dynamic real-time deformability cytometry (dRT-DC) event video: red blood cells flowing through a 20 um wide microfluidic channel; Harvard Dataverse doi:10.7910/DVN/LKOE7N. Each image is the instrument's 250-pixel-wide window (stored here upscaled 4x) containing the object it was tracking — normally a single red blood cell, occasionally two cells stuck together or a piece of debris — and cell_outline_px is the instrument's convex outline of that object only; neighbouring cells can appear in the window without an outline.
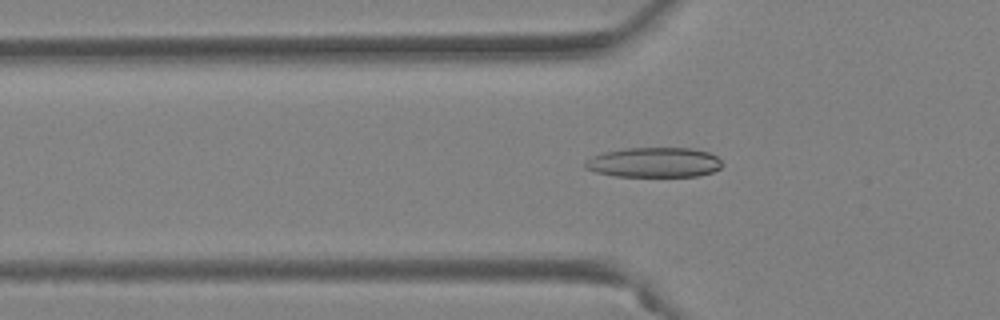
{"species": "Egyptian fruit bat (a non-hibernating species)", "species_latin": "Rousettus aegyptiacus", "temperature_condition": "warm", "stored_images_in_passage": 51, "camera_frame_rate_fps": 3000, "um_per_image_px": 0.085, "animal": {"sex": "female"}, "frame": {"image": 1, "passage_image": 18, "time_ms": 5.667, "image_size_px": [1000, 320], "cell_outline_px": [[724, 164], [720, 168], [712, 172], [696, 176], [616, 176], [596, 172], [584, 168], [584, 160], [592, 156], [604, 152], [624, 148], [692, 148], [708, 152], [716, 156]], "centroid_in_image_um": [55.58, 13.8], "position_along_channel_um": 70.2, "area_um2": 23.99}}
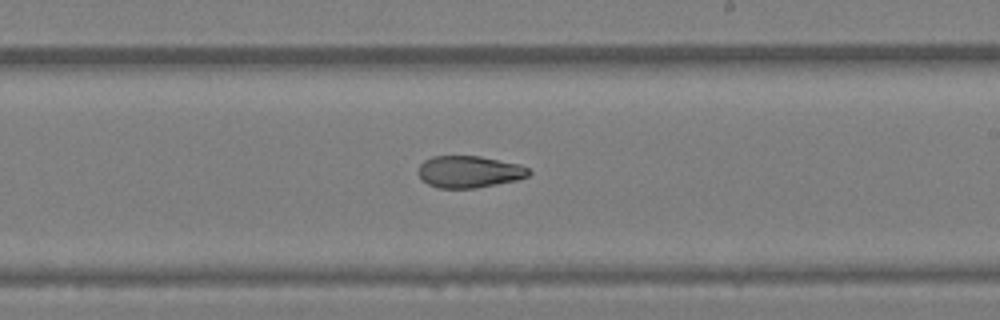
{"frame": {"image": 2, "passage_image": 31, "time_ms": 10.0, "image_size_px": [1000, 320], "cell_outline_px": [[532, 172], [528, 176], [516, 180], [476, 188], [440, 188], [428, 184], [416, 172], [420, 164], [424, 160], [432, 156], [480, 156], [520, 164], [528, 168]], "centroid_in_image_um": [39.88, 14.59], "position_along_channel_um": 249.1, "area_um2": 20.58}}
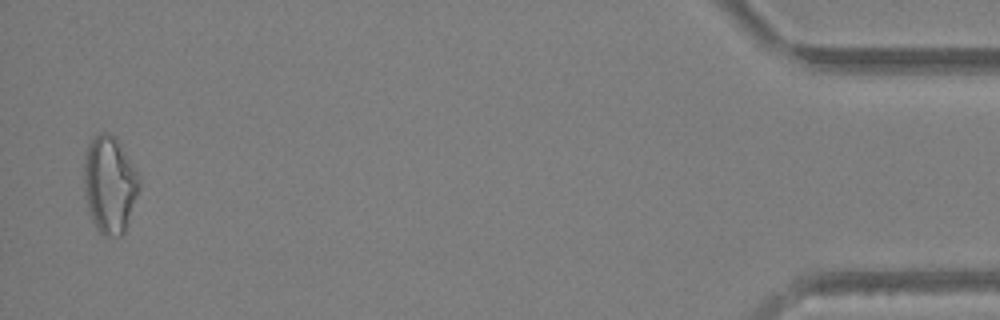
{"frame": {"image": 3, "passage_image": 50, "time_ms": 16.333, "image_size_px": [1000, 320], "cell_outline_px": [[140, 188], [124, 232], [120, 236], [104, 236], [96, 228], [92, 220], [88, 208], [84, 192], [84, 156], [88, 144], [92, 136], [100, 132], [108, 132], [116, 136], [132, 164], [136, 172], [140, 184]], "centroid_in_image_um": [9.29, 15.65], "position_along_channel_um": 425.9, "area_um2": 31.33}, "authors_computed_cell_mechanics": {"area_um2": 23.5246, "velocity_mm_per_s": 4.1333, "shape_relaxation_time_tau1_ms": null, "shape_relaxation_time_tau2_ms": 3.677, "deformation_change_tau1": null, "deformation_change_tau2": 0.1057}}